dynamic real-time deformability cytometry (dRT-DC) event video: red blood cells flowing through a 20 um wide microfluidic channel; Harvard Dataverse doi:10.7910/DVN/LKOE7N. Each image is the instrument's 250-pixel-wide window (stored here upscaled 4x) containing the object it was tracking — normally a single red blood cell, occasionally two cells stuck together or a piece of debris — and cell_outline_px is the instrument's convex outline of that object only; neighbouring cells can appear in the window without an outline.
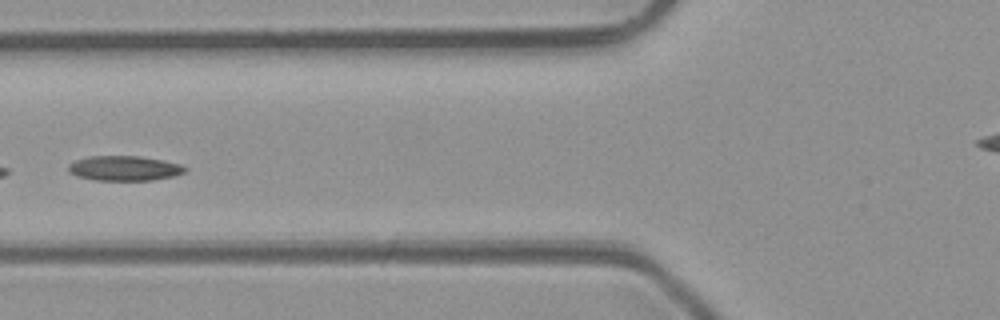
{"species": "common noctule bat (a hibernating species)", "species_latin": "Nyctalus noctula", "temperature_condition": "room temperature", "stored_images_in_passage": 7, "segment_of_instrument_passage": [2, 2], "camera_frame_rate_fps": 3000, "um_per_image_px": 0.085, "animal": {"sex": "male", "body_mass_g": 23.1, "forearm_length_mm": 52.7}, "frame": {"image": 1, "passage_image": 6, "time_ms": 5.667, "image_size_px": [1000, 320], "cell_outline_px": [[188, 168], [184, 172], [176, 176], [152, 180], [96, 180], [76, 176], [68, 172], [68, 164], [76, 160], [88, 156], [140, 156], [164, 160], [180, 164]], "centroid_in_image_um": [10.57, 14.3], "position_along_channel_um": 115.2, "area_um2": 17.05}}
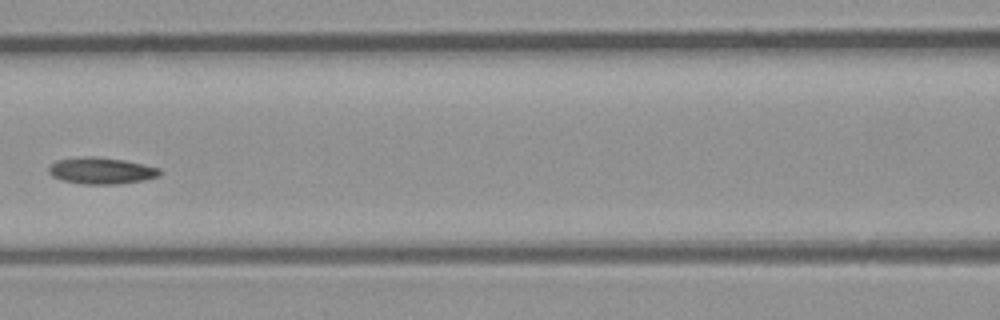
{"frame": {"image": 2, "passage_image": 7, "time_ms": 6.667, "image_size_px": [1000, 320], "cell_outline_px": [[160, 176], [144, 180], [116, 184], [84, 184], [64, 180], [52, 176], [48, 172], [48, 168], [56, 160], [76, 156], [92, 156], [124, 160], [160, 168]], "centroid_in_image_um": [8.59, 14.5], "position_along_channel_um": 158.0, "area_um2": 17.17}}